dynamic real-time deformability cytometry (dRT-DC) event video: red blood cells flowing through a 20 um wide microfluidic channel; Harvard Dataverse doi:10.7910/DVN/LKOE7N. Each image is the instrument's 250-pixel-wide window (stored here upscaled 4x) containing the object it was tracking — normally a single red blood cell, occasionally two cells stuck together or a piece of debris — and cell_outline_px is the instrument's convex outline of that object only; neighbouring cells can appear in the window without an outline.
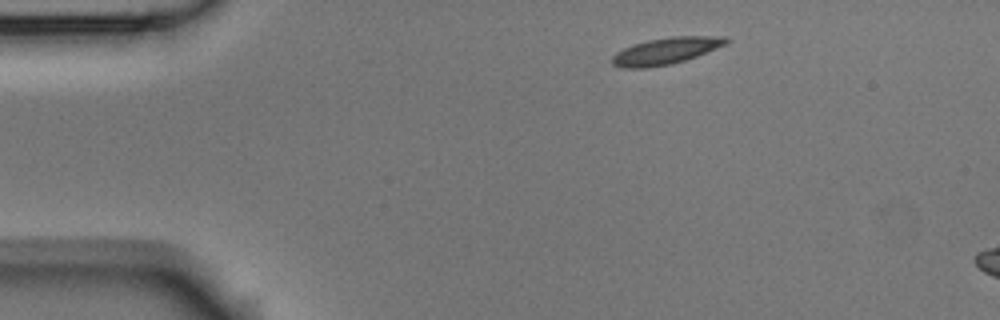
{"species": "Egyptian fruit bat (a non-hibernating species)", "species_latin": "Rousettus aegyptiacus", "temperature_condition": "room temperature", "stored_images_in_passage": 3, "camera_frame_rate_fps": 3000, "um_per_image_px": 0.085, "animal": {"sex": "male"}, "frame": {"image": 1, "passage_image": 1, "time_ms": 0.0, "image_size_px": [1000, 320], "cell_outline_px": [[732, 40], [728, 44], [696, 56], [672, 64], [644, 68], [624, 68], [612, 64], [612, 56], [616, 52], [632, 44], [648, 40], [672, 36], [728, 36]], "centroid_in_image_um": [56.64, 4.31], "position_along_channel_um": 28.4, "area_um2": 17.86}}